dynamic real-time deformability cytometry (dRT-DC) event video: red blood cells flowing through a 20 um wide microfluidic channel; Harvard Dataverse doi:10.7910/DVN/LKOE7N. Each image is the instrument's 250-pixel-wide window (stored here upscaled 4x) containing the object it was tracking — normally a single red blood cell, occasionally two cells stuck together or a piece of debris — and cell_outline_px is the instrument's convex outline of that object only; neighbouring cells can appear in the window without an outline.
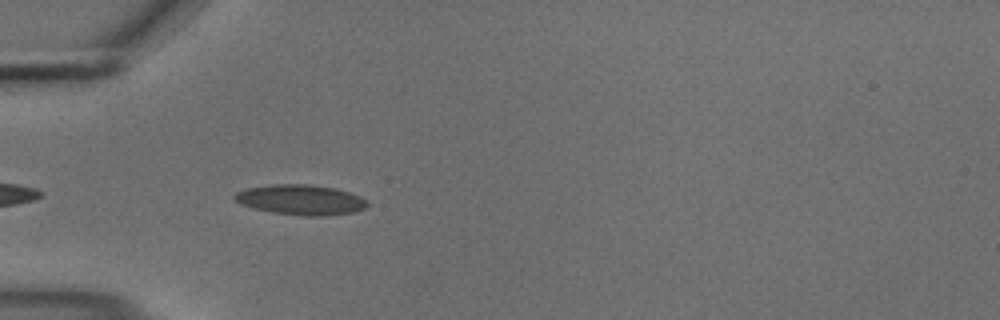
{"species": "common noctule bat (a hibernating species)", "species_latin": "Nyctalus noctula", "temperature_condition": "cold", "stored_images_in_passage": 17, "camera_frame_rate_fps": 3000, "um_per_image_px": 0.085, "animal": {"sex": "male", "body_mass_g": 18.8}, "frame": {"image": 1, "passage_image": 3, "time_ms": 0.667, "image_size_px": [1000, 320], "cell_outline_px": [[368, 204], [364, 208], [352, 212], [324, 216], [308, 216], [272, 212], [252, 208], [240, 204], [232, 200], [232, 196], [236, 192], [248, 188], [272, 184], [308, 184], [336, 188], [360, 196], [368, 200]], "centroid_in_image_um": [25.53, 16.97], "position_along_channel_um": 59.5, "area_um2": 23.41}}
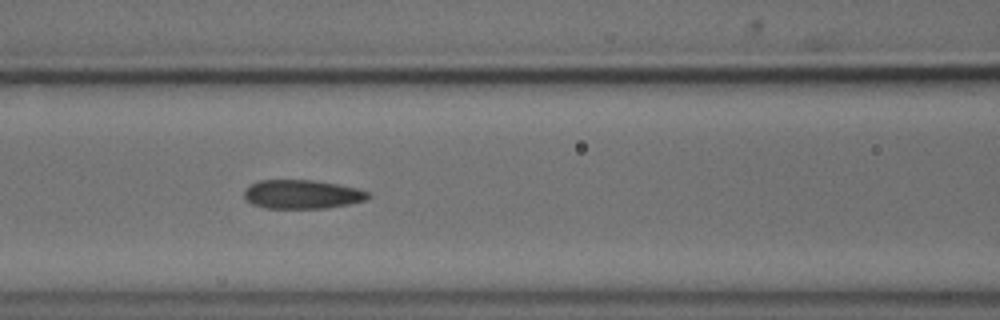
{"frame": {"image": 2, "passage_image": 10, "time_ms": 3.0, "image_size_px": [1000, 320], "cell_outline_px": [[372, 196], [364, 200], [348, 204], [324, 208], [264, 208], [252, 204], [244, 200], [244, 192], [252, 184], [260, 180], [312, 180], [336, 184], [356, 188], [368, 192]], "centroid_in_image_um": [25.65, 16.52], "position_along_channel_um": 140.9, "area_um2": 20.69}}
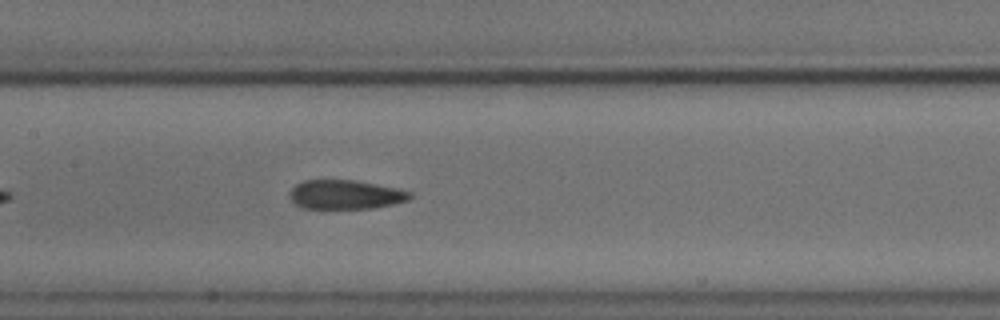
{"frame": {"image": 3, "passage_image": 13, "time_ms": 4.0, "image_size_px": [1000, 320], "cell_outline_px": [[412, 196], [408, 200], [392, 204], [372, 208], [304, 208], [296, 204], [288, 196], [288, 192], [296, 184], [304, 180], [356, 180], [396, 188], [412, 192]], "centroid_in_image_um": [29.34, 16.53], "position_along_channel_um": 178.1, "area_um2": 20.35}}